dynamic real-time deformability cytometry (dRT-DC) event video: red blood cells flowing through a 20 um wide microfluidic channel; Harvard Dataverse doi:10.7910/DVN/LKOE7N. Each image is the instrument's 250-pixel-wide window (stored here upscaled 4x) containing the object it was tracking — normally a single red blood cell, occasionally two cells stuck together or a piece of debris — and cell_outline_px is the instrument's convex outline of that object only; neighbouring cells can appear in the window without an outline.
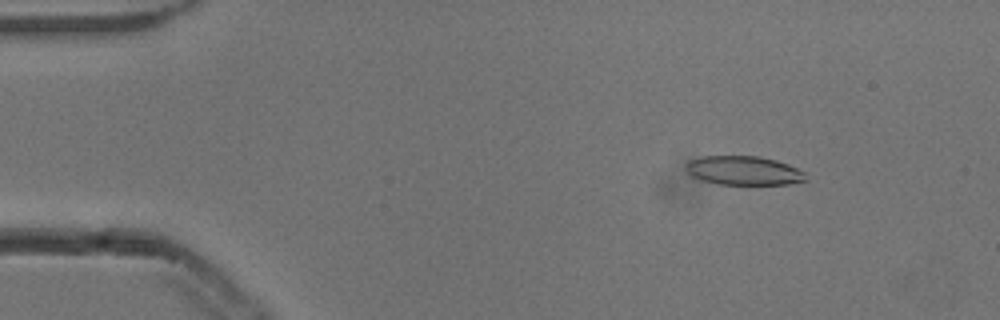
{"species": "common noctule bat (a hibernating species)", "species_latin": "Nyctalus noctula", "temperature_condition": "cold", "stored_images_in_passage": 51, "camera_frame_rate_fps": 3000, "um_per_image_px": 0.085, "animal": {"sex": "male", "body_mass_g": 13.3}, "frame": {"image": 1, "passage_image": 5, "time_ms": 1.333, "image_size_px": [1000, 320], "cell_outline_px": [[808, 180], [788, 184], [720, 184], [704, 180], [692, 176], [688, 172], [688, 160], [700, 156], [760, 156], [776, 160], [788, 164], [804, 172]], "centroid_in_image_um": [63.25, 14.49], "position_along_channel_um": 21.8, "area_um2": 20.06}}
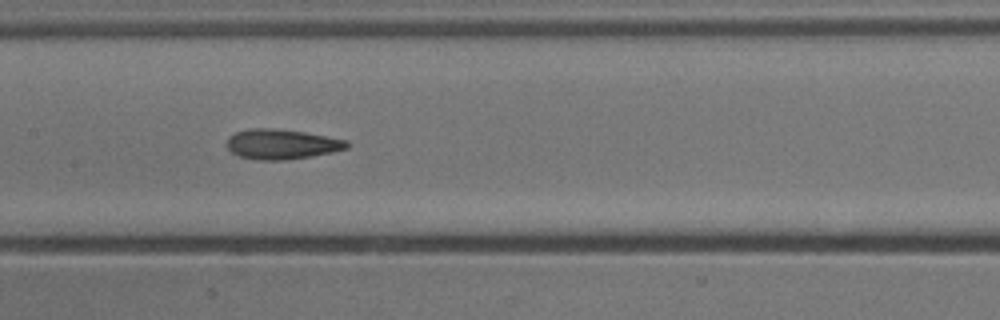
{"frame": {"image": 2, "passage_image": 24, "time_ms": 7.667, "image_size_px": [1000, 320], "cell_outline_px": [[348, 148], [332, 152], [284, 160], [256, 160], [240, 156], [232, 152], [228, 148], [228, 136], [236, 132], [248, 128], [272, 128], [304, 132], [348, 140]], "centroid_in_image_um": [23.93, 12.25], "position_along_channel_um": 183.5, "area_um2": 20.81}}
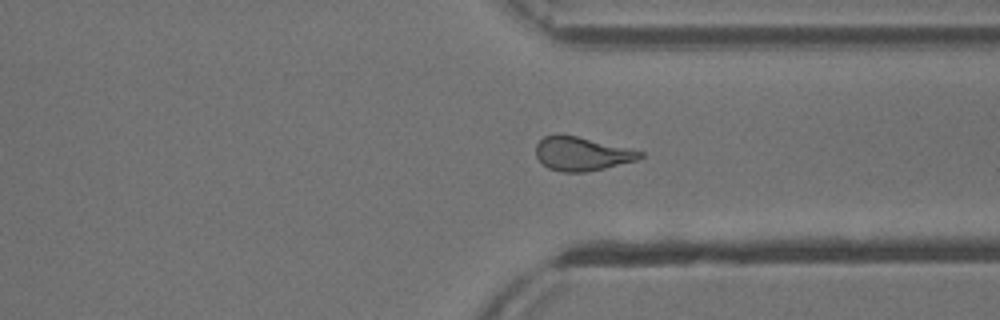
{"frame": {"image": 3, "passage_image": 38, "time_ms": 12.333, "image_size_px": [1000, 320], "cell_outline_px": [[644, 156], [640, 160], [604, 168], [584, 172], [560, 172], [548, 168], [536, 156], [536, 144], [544, 136], [556, 132], [560, 132], [628, 148], [644, 152]], "centroid_in_image_um": [49.44, 13.05], "position_along_channel_um": 362.0, "area_um2": 20.75}, "authors_computed_cell_mechanics": {"area_um2": 21.0392, "velocity_mm_per_s": 3.8418, "shape_relaxation_time_tau1_ms": null, "shape_relaxation_time_tau2_ms": 2.7581, "deformation_change_tau1": null, "deformation_change_tau2": 0.1075}}